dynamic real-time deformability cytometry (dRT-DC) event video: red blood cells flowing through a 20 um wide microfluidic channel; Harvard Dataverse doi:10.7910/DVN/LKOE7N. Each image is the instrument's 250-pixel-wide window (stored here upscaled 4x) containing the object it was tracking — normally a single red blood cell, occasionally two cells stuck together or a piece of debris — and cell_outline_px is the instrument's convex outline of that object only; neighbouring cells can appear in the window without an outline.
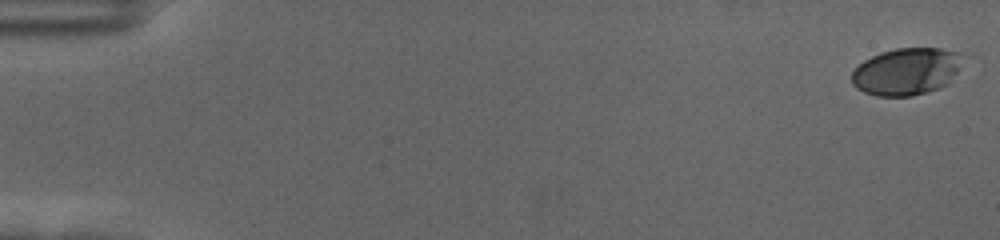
{"species": "human", "species_latin": "Homo sapiens", "temperature_condition": "cold", "stored_images_in_passage": 57, "camera_frame_rate_fps": 3000, "um_per_image_px": 0.085, "donor": {"sex": "female"}, "frame": {"image": 1, "passage_image": 1, "time_ms": 0.0, "image_size_px": [1000, 240], "cell_outline_px": [[964, 56], [956, 72], [948, 84], [940, 88], [928, 92], [912, 96], [876, 96], [864, 92], [856, 88], [852, 84], [852, 72], [864, 60], [880, 52], [896, 48], [940, 48], [960, 52]], "centroid_in_image_um": [77.05, 6.07], "position_along_channel_um": 7.9, "area_um2": 30.63}}
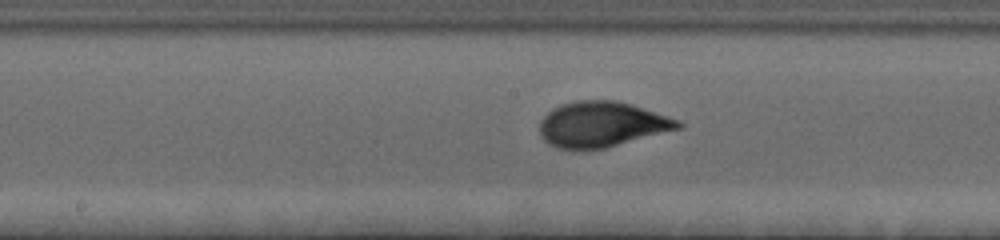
{"frame": {"image": 2, "passage_image": 31, "time_ms": 10.0, "image_size_px": [1000, 240], "cell_outline_px": [[684, 128], [604, 148], [556, 148], [548, 144], [540, 136], [540, 120], [552, 108], [560, 104], [576, 100], [616, 100], [632, 104], [680, 120], [684, 124]], "centroid_in_image_um": [51.18, 10.55], "position_along_channel_um": 197.0, "area_um2": 36.76}}
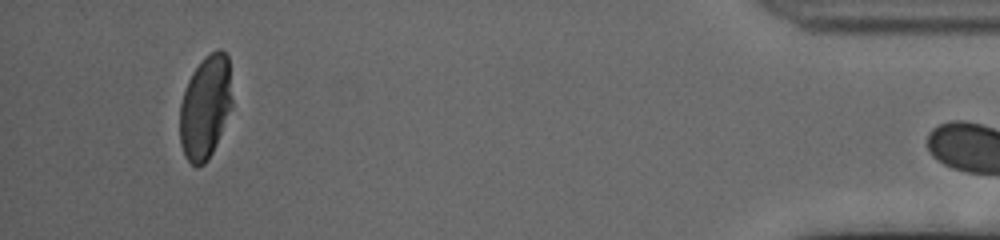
{"frame": {"image": 3, "passage_image": 55, "time_ms": 18.0, "image_size_px": [1000, 240], "cell_outline_px": [[232, 108], [212, 152], [208, 160], [204, 164], [196, 168], [184, 156], [180, 144], [180, 104], [184, 88], [192, 72], [204, 56], [216, 48], [220, 48], [228, 56], [232, 100]], "centroid_in_image_um": [17.45, 9.09], "position_along_channel_um": 417.8, "area_um2": 31.85}, "authors_computed_cell_mechanics": {"area_um2": 34.68, "velocity_mm_per_s": 3.5486, "shape_relaxation_time_tau1_ms": 3.7822, "shape_relaxation_time_tau2_ms": null, "deformation_change_tau1": 0.178, "deformation_change_tau2": null}}